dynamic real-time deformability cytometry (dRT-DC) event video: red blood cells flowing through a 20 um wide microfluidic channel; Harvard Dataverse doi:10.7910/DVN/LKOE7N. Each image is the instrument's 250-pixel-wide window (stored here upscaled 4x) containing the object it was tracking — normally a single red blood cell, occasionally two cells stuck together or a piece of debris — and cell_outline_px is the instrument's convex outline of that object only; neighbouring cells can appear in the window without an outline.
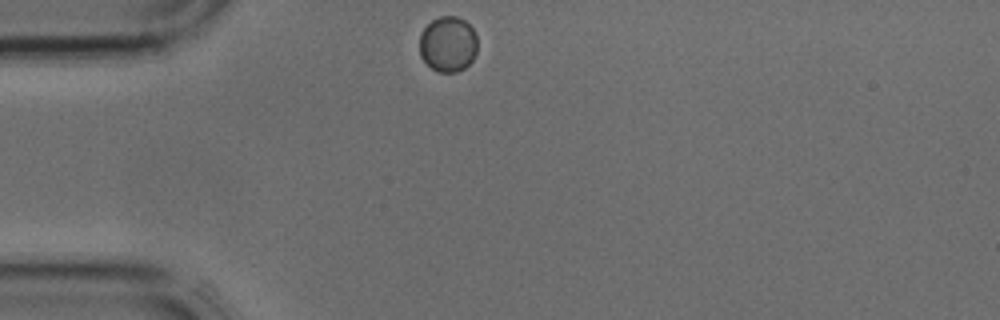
{"species": "common noctule bat (a hibernating species)", "species_latin": "Nyctalus noctula", "temperature_condition": "cold", "stored_images_in_passage": 4, "segment_of_instrument_passage": [2, 2], "camera_frame_rate_fps": 3000, "um_per_image_px": 0.085, "animal": {"sex": "male", "body_mass_g": 17.9, "forearm_length_mm": 54.2}, "frame": {"image": 1, "passage_image": 4, "time_ms": 1.0, "image_size_px": [1000, 320], "cell_outline_px": [[476, 52], [472, 60], [464, 68], [456, 72], [440, 72], [432, 68], [420, 56], [420, 32], [432, 20], [440, 16], [456, 16], [464, 20], [476, 32]], "centroid_in_image_um": [38.07, 3.74], "position_along_channel_um": 46.9, "area_um2": 18.67}}